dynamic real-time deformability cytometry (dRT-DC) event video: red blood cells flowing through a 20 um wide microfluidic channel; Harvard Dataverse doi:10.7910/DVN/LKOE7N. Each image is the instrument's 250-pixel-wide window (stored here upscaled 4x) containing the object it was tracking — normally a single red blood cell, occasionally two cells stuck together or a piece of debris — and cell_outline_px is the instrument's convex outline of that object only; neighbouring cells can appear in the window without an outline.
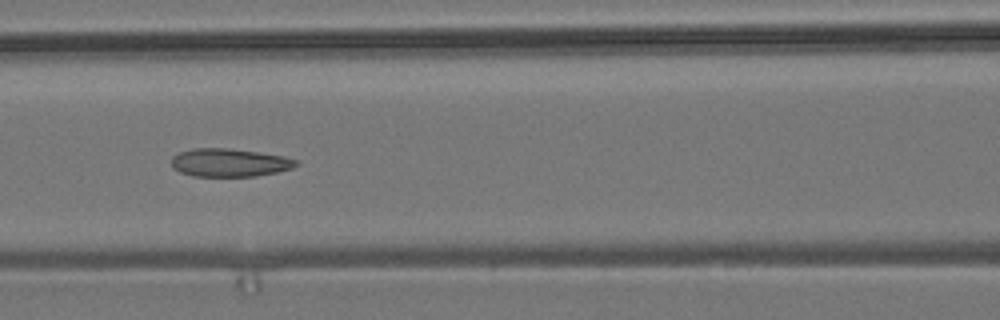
{"species": "common noctule bat (a hibernating species)", "species_latin": "Nyctalus noctula", "temperature_condition": "room temperature", "stored_images_in_passage": 8, "camera_frame_rate_fps": 3000, "um_per_image_px": 0.085, "animal": {"sex": "male", "body_mass_g": 19.2, "forearm_length_mm": 51.8}, "frame": {"image": 1, "passage_image": 5, "time_ms": 5.333, "image_size_px": [1000, 320], "cell_outline_px": [[300, 164], [292, 168], [276, 172], [256, 176], [192, 176], [180, 172], [172, 168], [172, 156], [180, 152], [192, 148], [228, 148], [284, 156], [300, 160]], "centroid_in_image_um": [19.52, 13.82], "position_along_channel_um": 147.1, "area_um2": 20.52}}
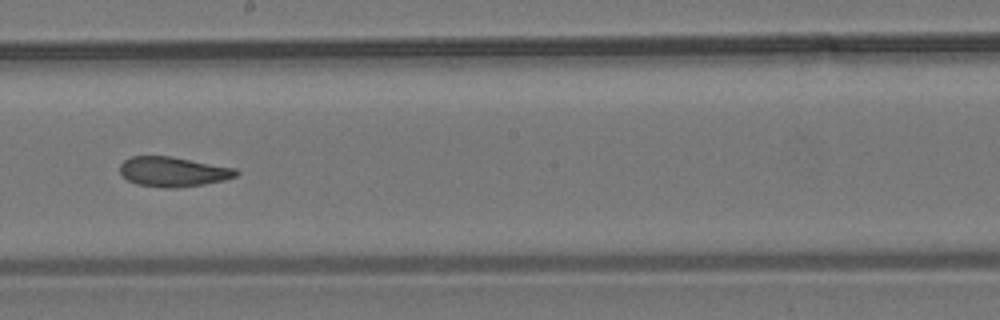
{"frame": {"image": 2, "passage_image": 7, "time_ms": 7.667, "image_size_px": [1000, 320], "cell_outline_px": [[240, 172], [236, 176], [224, 180], [204, 184], [176, 188], [164, 188], [136, 184], [128, 180], [120, 172], [120, 164], [124, 160], [132, 156], [172, 156], [236, 168]], "centroid_in_image_um": [14.73, 14.59], "position_along_channel_um": 233.5, "area_um2": 20.29}}
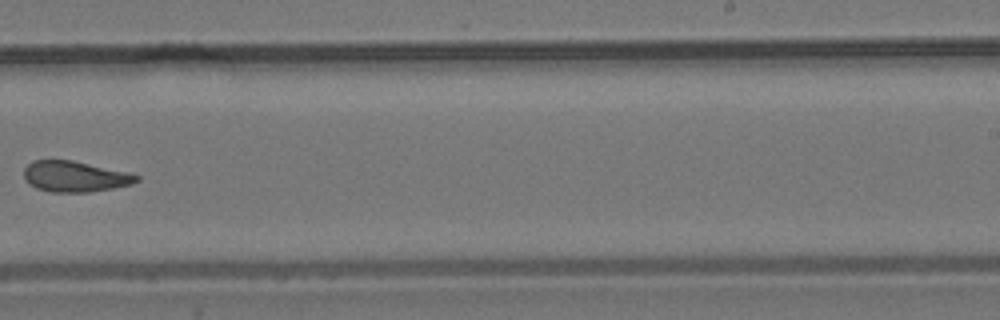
{"frame": {"image": 3, "passage_image": 8, "time_ms": 9.0, "image_size_px": [1000, 320], "cell_outline_px": [[140, 180], [132, 184], [112, 188], [88, 192], [52, 192], [36, 188], [28, 184], [24, 180], [24, 168], [32, 160], [72, 160], [124, 172], [140, 176]], "centroid_in_image_um": [6.31, 15.01], "position_along_channel_um": 282.7, "area_um2": 20.06}}